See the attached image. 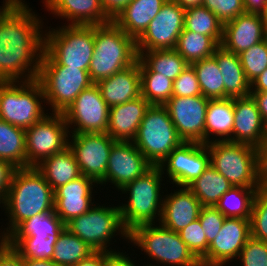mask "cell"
Returning a JSON list of instances; mask_svg holds the SVG:
<instances>
[{"instance_id": "44dd1931", "label": "cell", "mask_w": 267, "mask_h": 266, "mask_svg": "<svg viewBox=\"0 0 267 266\" xmlns=\"http://www.w3.org/2000/svg\"><path fill=\"white\" fill-rule=\"evenodd\" d=\"M97 185L93 179L81 175L54 190V211L64 224L86 213L96 204L92 202L95 200L92 193Z\"/></svg>"}, {"instance_id": "6f0895ef", "label": "cell", "mask_w": 267, "mask_h": 266, "mask_svg": "<svg viewBox=\"0 0 267 266\" xmlns=\"http://www.w3.org/2000/svg\"><path fill=\"white\" fill-rule=\"evenodd\" d=\"M251 92H267V69L251 82Z\"/></svg>"}, {"instance_id": "f907efd6", "label": "cell", "mask_w": 267, "mask_h": 266, "mask_svg": "<svg viewBox=\"0 0 267 266\" xmlns=\"http://www.w3.org/2000/svg\"><path fill=\"white\" fill-rule=\"evenodd\" d=\"M0 266H23V258L4 240H0Z\"/></svg>"}, {"instance_id": "bcb514c9", "label": "cell", "mask_w": 267, "mask_h": 266, "mask_svg": "<svg viewBox=\"0 0 267 266\" xmlns=\"http://www.w3.org/2000/svg\"><path fill=\"white\" fill-rule=\"evenodd\" d=\"M202 6L212 11L223 25L245 13L243 0H203Z\"/></svg>"}, {"instance_id": "680465c9", "label": "cell", "mask_w": 267, "mask_h": 266, "mask_svg": "<svg viewBox=\"0 0 267 266\" xmlns=\"http://www.w3.org/2000/svg\"><path fill=\"white\" fill-rule=\"evenodd\" d=\"M23 266H58L52 260H32L23 258Z\"/></svg>"}, {"instance_id": "d4e9b609", "label": "cell", "mask_w": 267, "mask_h": 266, "mask_svg": "<svg viewBox=\"0 0 267 266\" xmlns=\"http://www.w3.org/2000/svg\"><path fill=\"white\" fill-rule=\"evenodd\" d=\"M149 107L142 95L111 107L106 133L115 141H133Z\"/></svg>"}, {"instance_id": "7402d4cb", "label": "cell", "mask_w": 267, "mask_h": 266, "mask_svg": "<svg viewBox=\"0 0 267 266\" xmlns=\"http://www.w3.org/2000/svg\"><path fill=\"white\" fill-rule=\"evenodd\" d=\"M265 22L261 15L243 13L223 25L221 46L234 54H240L265 40Z\"/></svg>"}, {"instance_id": "ee69618b", "label": "cell", "mask_w": 267, "mask_h": 266, "mask_svg": "<svg viewBox=\"0 0 267 266\" xmlns=\"http://www.w3.org/2000/svg\"><path fill=\"white\" fill-rule=\"evenodd\" d=\"M178 234L199 261L206 255L209 243L199 219L188 224Z\"/></svg>"}, {"instance_id": "7a4b0ae2", "label": "cell", "mask_w": 267, "mask_h": 266, "mask_svg": "<svg viewBox=\"0 0 267 266\" xmlns=\"http://www.w3.org/2000/svg\"><path fill=\"white\" fill-rule=\"evenodd\" d=\"M3 208L9 222L8 227L1 231L0 240H4L24 220L54 211V190L35 167L15 169Z\"/></svg>"}, {"instance_id": "d6986e66", "label": "cell", "mask_w": 267, "mask_h": 266, "mask_svg": "<svg viewBox=\"0 0 267 266\" xmlns=\"http://www.w3.org/2000/svg\"><path fill=\"white\" fill-rule=\"evenodd\" d=\"M251 236L250 219L226 217L222 228L208 246L201 266H225L236 259ZM229 262V263H228Z\"/></svg>"}, {"instance_id": "f6af8a7d", "label": "cell", "mask_w": 267, "mask_h": 266, "mask_svg": "<svg viewBox=\"0 0 267 266\" xmlns=\"http://www.w3.org/2000/svg\"><path fill=\"white\" fill-rule=\"evenodd\" d=\"M237 259L242 266H267V242L250 236Z\"/></svg>"}, {"instance_id": "816d5d0a", "label": "cell", "mask_w": 267, "mask_h": 266, "mask_svg": "<svg viewBox=\"0 0 267 266\" xmlns=\"http://www.w3.org/2000/svg\"><path fill=\"white\" fill-rule=\"evenodd\" d=\"M118 251V252H117ZM113 252H105V266H138L136 260L131 259L127 252H120L118 249ZM127 253V254H126ZM126 254V255H125Z\"/></svg>"}, {"instance_id": "4316f807", "label": "cell", "mask_w": 267, "mask_h": 266, "mask_svg": "<svg viewBox=\"0 0 267 266\" xmlns=\"http://www.w3.org/2000/svg\"><path fill=\"white\" fill-rule=\"evenodd\" d=\"M167 0H132L113 21L137 41Z\"/></svg>"}, {"instance_id": "5bb4252c", "label": "cell", "mask_w": 267, "mask_h": 266, "mask_svg": "<svg viewBox=\"0 0 267 266\" xmlns=\"http://www.w3.org/2000/svg\"><path fill=\"white\" fill-rule=\"evenodd\" d=\"M68 146L74 154L81 175L98 185L104 180L109 154L115 140L107 133L69 134Z\"/></svg>"}, {"instance_id": "f35d334b", "label": "cell", "mask_w": 267, "mask_h": 266, "mask_svg": "<svg viewBox=\"0 0 267 266\" xmlns=\"http://www.w3.org/2000/svg\"><path fill=\"white\" fill-rule=\"evenodd\" d=\"M184 28L198 34L211 36L219 45L223 39V24L204 6L185 9Z\"/></svg>"}, {"instance_id": "4dcf8cb0", "label": "cell", "mask_w": 267, "mask_h": 266, "mask_svg": "<svg viewBox=\"0 0 267 266\" xmlns=\"http://www.w3.org/2000/svg\"><path fill=\"white\" fill-rule=\"evenodd\" d=\"M35 168L44 176L53 190L81 176L79 166L69 146L44 159Z\"/></svg>"}, {"instance_id": "91938a15", "label": "cell", "mask_w": 267, "mask_h": 266, "mask_svg": "<svg viewBox=\"0 0 267 266\" xmlns=\"http://www.w3.org/2000/svg\"><path fill=\"white\" fill-rule=\"evenodd\" d=\"M182 8L187 9L190 7L202 6L203 0H173Z\"/></svg>"}, {"instance_id": "603a6c76", "label": "cell", "mask_w": 267, "mask_h": 266, "mask_svg": "<svg viewBox=\"0 0 267 266\" xmlns=\"http://www.w3.org/2000/svg\"><path fill=\"white\" fill-rule=\"evenodd\" d=\"M173 193L163 196L160 224L179 232L199 218L201 203L187 186L177 187Z\"/></svg>"}, {"instance_id": "e7e4bbea", "label": "cell", "mask_w": 267, "mask_h": 266, "mask_svg": "<svg viewBox=\"0 0 267 266\" xmlns=\"http://www.w3.org/2000/svg\"><path fill=\"white\" fill-rule=\"evenodd\" d=\"M265 22V29H266V33H267V18H262Z\"/></svg>"}, {"instance_id": "7dc6e473", "label": "cell", "mask_w": 267, "mask_h": 266, "mask_svg": "<svg viewBox=\"0 0 267 266\" xmlns=\"http://www.w3.org/2000/svg\"><path fill=\"white\" fill-rule=\"evenodd\" d=\"M197 95H202V92L194 68L189 64L173 81L172 96L190 97Z\"/></svg>"}, {"instance_id": "4fadbf2b", "label": "cell", "mask_w": 267, "mask_h": 266, "mask_svg": "<svg viewBox=\"0 0 267 266\" xmlns=\"http://www.w3.org/2000/svg\"><path fill=\"white\" fill-rule=\"evenodd\" d=\"M109 113L110 107L102 98L97 84L94 83L84 89L62 114L69 133L79 134L106 133Z\"/></svg>"}, {"instance_id": "83f0119b", "label": "cell", "mask_w": 267, "mask_h": 266, "mask_svg": "<svg viewBox=\"0 0 267 266\" xmlns=\"http://www.w3.org/2000/svg\"><path fill=\"white\" fill-rule=\"evenodd\" d=\"M212 56L216 59L223 77L224 99L250 95L251 83L246 79L239 55L220 45Z\"/></svg>"}, {"instance_id": "8fae6325", "label": "cell", "mask_w": 267, "mask_h": 266, "mask_svg": "<svg viewBox=\"0 0 267 266\" xmlns=\"http://www.w3.org/2000/svg\"><path fill=\"white\" fill-rule=\"evenodd\" d=\"M37 80L42 84L45 104L55 113H63L84 89L94 84L88 70L60 64H40Z\"/></svg>"}, {"instance_id": "ac0fdd59", "label": "cell", "mask_w": 267, "mask_h": 266, "mask_svg": "<svg viewBox=\"0 0 267 266\" xmlns=\"http://www.w3.org/2000/svg\"><path fill=\"white\" fill-rule=\"evenodd\" d=\"M152 167L133 141H115L109 154L105 178L100 185L110 182L116 190H121Z\"/></svg>"}, {"instance_id": "d590c367", "label": "cell", "mask_w": 267, "mask_h": 266, "mask_svg": "<svg viewBox=\"0 0 267 266\" xmlns=\"http://www.w3.org/2000/svg\"><path fill=\"white\" fill-rule=\"evenodd\" d=\"M257 189L232 187L222 195L215 207L225 217L250 219Z\"/></svg>"}, {"instance_id": "7bdbcfd3", "label": "cell", "mask_w": 267, "mask_h": 266, "mask_svg": "<svg viewBox=\"0 0 267 266\" xmlns=\"http://www.w3.org/2000/svg\"><path fill=\"white\" fill-rule=\"evenodd\" d=\"M251 236L267 242V181L257 189L250 218Z\"/></svg>"}, {"instance_id": "6da1fadb", "label": "cell", "mask_w": 267, "mask_h": 266, "mask_svg": "<svg viewBox=\"0 0 267 266\" xmlns=\"http://www.w3.org/2000/svg\"><path fill=\"white\" fill-rule=\"evenodd\" d=\"M27 4L19 0L0 19V81L38 78L44 52V22Z\"/></svg>"}, {"instance_id": "ffe728a7", "label": "cell", "mask_w": 267, "mask_h": 266, "mask_svg": "<svg viewBox=\"0 0 267 266\" xmlns=\"http://www.w3.org/2000/svg\"><path fill=\"white\" fill-rule=\"evenodd\" d=\"M232 142L254 146L261 150L267 143V126L251 95L234 98Z\"/></svg>"}, {"instance_id": "ab89813d", "label": "cell", "mask_w": 267, "mask_h": 266, "mask_svg": "<svg viewBox=\"0 0 267 266\" xmlns=\"http://www.w3.org/2000/svg\"><path fill=\"white\" fill-rule=\"evenodd\" d=\"M58 237L52 235H48L47 238L37 236L6 237L4 241L22 258L51 260Z\"/></svg>"}, {"instance_id": "9f6ffc18", "label": "cell", "mask_w": 267, "mask_h": 266, "mask_svg": "<svg viewBox=\"0 0 267 266\" xmlns=\"http://www.w3.org/2000/svg\"><path fill=\"white\" fill-rule=\"evenodd\" d=\"M267 0H243L246 13L261 15L265 9Z\"/></svg>"}, {"instance_id": "277c9868", "label": "cell", "mask_w": 267, "mask_h": 266, "mask_svg": "<svg viewBox=\"0 0 267 266\" xmlns=\"http://www.w3.org/2000/svg\"><path fill=\"white\" fill-rule=\"evenodd\" d=\"M136 41L113 20L95 25L94 52L88 72L93 83H98L138 60Z\"/></svg>"}, {"instance_id": "8992f818", "label": "cell", "mask_w": 267, "mask_h": 266, "mask_svg": "<svg viewBox=\"0 0 267 266\" xmlns=\"http://www.w3.org/2000/svg\"><path fill=\"white\" fill-rule=\"evenodd\" d=\"M163 175L159 166H153L143 176L119 190L129 195L125 196L128 198L126 204L119 205L122 222L129 232L139 225L160 222L163 204L161 193L164 194L161 189L162 178H166Z\"/></svg>"}, {"instance_id": "5b68a950", "label": "cell", "mask_w": 267, "mask_h": 266, "mask_svg": "<svg viewBox=\"0 0 267 266\" xmlns=\"http://www.w3.org/2000/svg\"><path fill=\"white\" fill-rule=\"evenodd\" d=\"M94 34L95 25L47 26L41 64L88 70L94 52Z\"/></svg>"}, {"instance_id": "3957f363", "label": "cell", "mask_w": 267, "mask_h": 266, "mask_svg": "<svg viewBox=\"0 0 267 266\" xmlns=\"http://www.w3.org/2000/svg\"><path fill=\"white\" fill-rule=\"evenodd\" d=\"M206 146L211 166L233 187L259 188L267 181V165L258 148L229 140Z\"/></svg>"}, {"instance_id": "681fc988", "label": "cell", "mask_w": 267, "mask_h": 266, "mask_svg": "<svg viewBox=\"0 0 267 266\" xmlns=\"http://www.w3.org/2000/svg\"><path fill=\"white\" fill-rule=\"evenodd\" d=\"M16 168L8 161L0 159V207L4 206L7 191L11 182V177Z\"/></svg>"}, {"instance_id": "2e32d148", "label": "cell", "mask_w": 267, "mask_h": 266, "mask_svg": "<svg viewBox=\"0 0 267 266\" xmlns=\"http://www.w3.org/2000/svg\"><path fill=\"white\" fill-rule=\"evenodd\" d=\"M210 165V153L206 144L183 142L159 167L163 174L166 172L165 176H168L169 183L172 182V185L179 187L191 184Z\"/></svg>"}, {"instance_id": "e575fe53", "label": "cell", "mask_w": 267, "mask_h": 266, "mask_svg": "<svg viewBox=\"0 0 267 266\" xmlns=\"http://www.w3.org/2000/svg\"><path fill=\"white\" fill-rule=\"evenodd\" d=\"M220 45L207 35L188 31L185 28L178 37L175 50L189 63L211 57Z\"/></svg>"}, {"instance_id": "f1b7e54d", "label": "cell", "mask_w": 267, "mask_h": 266, "mask_svg": "<svg viewBox=\"0 0 267 266\" xmlns=\"http://www.w3.org/2000/svg\"><path fill=\"white\" fill-rule=\"evenodd\" d=\"M233 125L234 98L209 99L205 118V144L232 141Z\"/></svg>"}, {"instance_id": "f5cc1de1", "label": "cell", "mask_w": 267, "mask_h": 266, "mask_svg": "<svg viewBox=\"0 0 267 266\" xmlns=\"http://www.w3.org/2000/svg\"><path fill=\"white\" fill-rule=\"evenodd\" d=\"M106 14L113 20L132 0H100Z\"/></svg>"}, {"instance_id": "1f68e13d", "label": "cell", "mask_w": 267, "mask_h": 266, "mask_svg": "<svg viewBox=\"0 0 267 266\" xmlns=\"http://www.w3.org/2000/svg\"><path fill=\"white\" fill-rule=\"evenodd\" d=\"M0 159L8 161L16 169L26 168L25 129L0 119Z\"/></svg>"}, {"instance_id": "f546056e", "label": "cell", "mask_w": 267, "mask_h": 266, "mask_svg": "<svg viewBox=\"0 0 267 266\" xmlns=\"http://www.w3.org/2000/svg\"><path fill=\"white\" fill-rule=\"evenodd\" d=\"M140 73H159L175 80L189 63L175 50L137 51Z\"/></svg>"}, {"instance_id": "60d3db41", "label": "cell", "mask_w": 267, "mask_h": 266, "mask_svg": "<svg viewBox=\"0 0 267 266\" xmlns=\"http://www.w3.org/2000/svg\"><path fill=\"white\" fill-rule=\"evenodd\" d=\"M141 95L150 105L163 106L171 97L173 80L159 73H140Z\"/></svg>"}, {"instance_id": "be15d7a7", "label": "cell", "mask_w": 267, "mask_h": 266, "mask_svg": "<svg viewBox=\"0 0 267 266\" xmlns=\"http://www.w3.org/2000/svg\"><path fill=\"white\" fill-rule=\"evenodd\" d=\"M262 18H267V2H266V5H265V9L263 11V13L261 14Z\"/></svg>"}, {"instance_id": "e0dca14e", "label": "cell", "mask_w": 267, "mask_h": 266, "mask_svg": "<svg viewBox=\"0 0 267 266\" xmlns=\"http://www.w3.org/2000/svg\"><path fill=\"white\" fill-rule=\"evenodd\" d=\"M209 98L172 96L163 106L184 142L205 144V118Z\"/></svg>"}, {"instance_id": "74e56055", "label": "cell", "mask_w": 267, "mask_h": 266, "mask_svg": "<svg viewBox=\"0 0 267 266\" xmlns=\"http://www.w3.org/2000/svg\"><path fill=\"white\" fill-rule=\"evenodd\" d=\"M190 65L194 68L202 95L209 99H224V82L216 59L211 56Z\"/></svg>"}, {"instance_id": "7c38bea8", "label": "cell", "mask_w": 267, "mask_h": 266, "mask_svg": "<svg viewBox=\"0 0 267 266\" xmlns=\"http://www.w3.org/2000/svg\"><path fill=\"white\" fill-rule=\"evenodd\" d=\"M26 168L38 166L44 159L68 147L69 129L62 113L52 112L25 129Z\"/></svg>"}, {"instance_id": "db71d44e", "label": "cell", "mask_w": 267, "mask_h": 266, "mask_svg": "<svg viewBox=\"0 0 267 266\" xmlns=\"http://www.w3.org/2000/svg\"><path fill=\"white\" fill-rule=\"evenodd\" d=\"M256 102L264 124L267 126V92H250Z\"/></svg>"}, {"instance_id": "94428289", "label": "cell", "mask_w": 267, "mask_h": 266, "mask_svg": "<svg viewBox=\"0 0 267 266\" xmlns=\"http://www.w3.org/2000/svg\"><path fill=\"white\" fill-rule=\"evenodd\" d=\"M19 0H3L0 6V19L18 2Z\"/></svg>"}, {"instance_id": "836d02e7", "label": "cell", "mask_w": 267, "mask_h": 266, "mask_svg": "<svg viewBox=\"0 0 267 266\" xmlns=\"http://www.w3.org/2000/svg\"><path fill=\"white\" fill-rule=\"evenodd\" d=\"M93 252L95 251L89 245L64 228L54 245L51 260L58 266H72L88 258Z\"/></svg>"}, {"instance_id": "c3c4849f", "label": "cell", "mask_w": 267, "mask_h": 266, "mask_svg": "<svg viewBox=\"0 0 267 266\" xmlns=\"http://www.w3.org/2000/svg\"><path fill=\"white\" fill-rule=\"evenodd\" d=\"M225 216L215 206H202L199 213V220L206 234L207 242L211 241L218 234L225 221Z\"/></svg>"}, {"instance_id": "cb8c5ba5", "label": "cell", "mask_w": 267, "mask_h": 266, "mask_svg": "<svg viewBox=\"0 0 267 266\" xmlns=\"http://www.w3.org/2000/svg\"><path fill=\"white\" fill-rule=\"evenodd\" d=\"M43 4L57 18H65V25H99L112 21L100 0H43Z\"/></svg>"}, {"instance_id": "6125c7cd", "label": "cell", "mask_w": 267, "mask_h": 266, "mask_svg": "<svg viewBox=\"0 0 267 266\" xmlns=\"http://www.w3.org/2000/svg\"><path fill=\"white\" fill-rule=\"evenodd\" d=\"M263 156H264V160H265L266 165H267V143H266L265 149L263 151Z\"/></svg>"}, {"instance_id": "d6a6232c", "label": "cell", "mask_w": 267, "mask_h": 266, "mask_svg": "<svg viewBox=\"0 0 267 266\" xmlns=\"http://www.w3.org/2000/svg\"><path fill=\"white\" fill-rule=\"evenodd\" d=\"M202 206H215L222 195L233 186L211 165L187 186Z\"/></svg>"}, {"instance_id": "484cf974", "label": "cell", "mask_w": 267, "mask_h": 266, "mask_svg": "<svg viewBox=\"0 0 267 266\" xmlns=\"http://www.w3.org/2000/svg\"><path fill=\"white\" fill-rule=\"evenodd\" d=\"M96 84L110 108L136 99L141 96L139 60Z\"/></svg>"}, {"instance_id": "11a10c76", "label": "cell", "mask_w": 267, "mask_h": 266, "mask_svg": "<svg viewBox=\"0 0 267 266\" xmlns=\"http://www.w3.org/2000/svg\"><path fill=\"white\" fill-rule=\"evenodd\" d=\"M72 266H105V252H93L88 258Z\"/></svg>"}, {"instance_id": "b9f144b4", "label": "cell", "mask_w": 267, "mask_h": 266, "mask_svg": "<svg viewBox=\"0 0 267 266\" xmlns=\"http://www.w3.org/2000/svg\"><path fill=\"white\" fill-rule=\"evenodd\" d=\"M239 58L246 79L251 83L267 69V42L263 40L242 51Z\"/></svg>"}, {"instance_id": "9a60e30c", "label": "cell", "mask_w": 267, "mask_h": 266, "mask_svg": "<svg viewBox=\"0 0 267 266\" xmlns=\"http://www.w3.org/2000/svg\"><path fill=\"white\" fill-rule=\"evenodd\" d=\"M184 22L185 9L173 0H167L136 41L137 51L175 49Z\"/></svg>"}, {"instance_id": "03108f58", "label": "cell", "mask_w": 267, "mask_h": 266, "mask_svg": "<svg viewBox=\"0 0 267 266\" xmlns=\"http://www.w3.org/2000/svg\"><path fill=\"white\" fill-rule=\"evenodd\" d=\"M143 266H144V265H143ZM145 266H159V265H155V264L153 265V264L150 263V265H146V264H145Z\"/></svg>"}, {"instance_id": "30bf717a", "label": "cell", "mask_w": 267, "mask_h": 266, "mask_svg": "<svg viewBox=\"0 0 267 266\" xmlns=\"http://www.w3.org/2000/svg\"><path fill=\"white\" fill-rule=\"evenodd\" d=\"M133 142L153 166H160L184 141L178 135L167 109L161 105H150Z\"/></svg>"}, {"instance_id": "9c48e42d", "label": "cell", "mask_w": 267, "mask_h": 266, "mask_svg": "<svg viewBox=\"0 0 267 266\" xmlns=\"http://www.w3.org/2000/svg\"><path fill=\"white\" fill-rule=\"evenodd\" d=\"M110 206L104 204L101 206L96 203L86 213L67 222L65 228L78 236L95 252L116 251L109 247L112 244V238L121 234L122 239L129 241V231L122 222L119 204Z\"/></svg>"}, {"instance_id": "52a82bcc", "label": "cell", "mask_w": 267, "mask_h": 266, "mask_svg": "<svg viewBox=\"0 0 267 266\" xmlns=\"http://www.w3.org/2000/svg\"><path fill=\"white\" fill-rule=\"evenodd\" d=\"M128 243L140 247L139 249L144 251L149 259L160 264L159 266H201L179 234L160 223L143 224L133 228L129 232Z\"/></svg>"}, {"instance_id": "ba28073f", "label": "cell", "mask_w": 267, "mask_h": 266, "mask_svg": "<svg viewBox=\"0 0 267 266\" xmlns=\"http://www.w3.org/2000/svg\"><path fill=\"white\" fill-rule=\"evenodd\" d=\"M42 84L34 81H0V119L27 129L45 114Z\"/></svg>"}, {"instance_id": "8d00e7d4", "label": "cell", "mask_w": 267, "mask_h": 266, "mask_svg": "<svg viewBox=\"0 0 267 266\" xmlns=\"http://www.w3.org/2000/svg\"><path fill=\"white\" fill-rule=\"evenodd\" d=\"M64 228L65 224L55 211L45 212L24 220L7 237L47 238L48 235L59 236Z\"/></svg>"}]
</instances>
